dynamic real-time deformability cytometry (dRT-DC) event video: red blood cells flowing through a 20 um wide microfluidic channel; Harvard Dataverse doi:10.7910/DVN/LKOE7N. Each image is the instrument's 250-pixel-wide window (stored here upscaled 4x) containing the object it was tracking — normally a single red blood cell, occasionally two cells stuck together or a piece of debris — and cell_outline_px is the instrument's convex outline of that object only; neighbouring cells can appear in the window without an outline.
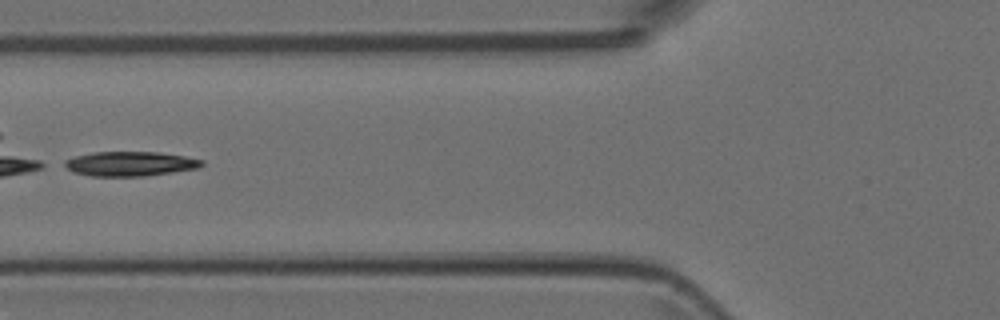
{"species": "Egyptian fruit bat (a non-hibernating species)", "species_latin": "Rousettus aegyptiacus", "temperature_condition": "room temperature", "stored_images_in_passage": 5, "camera_frame_rate_fps": 3000, "um_per_image_px": 0.085, "animal": {"sex": "female"}, "frame": {"image": 1, "passage_image": 5, "time_ms": 1.333, "image_size_px": [1000, 320], "cell_outline_px": [[204, 164], [200, 168], [148, 176], [92, 176], [72, 172], [60, 164], [64, 160], [76, 156], [96, 152], [160, 152], [184, 156], [204, 160]], "centroid_in_image_um": [11.06, 13.93], "position_along_channel_um": 114.7, "area_um2": 19.88}}